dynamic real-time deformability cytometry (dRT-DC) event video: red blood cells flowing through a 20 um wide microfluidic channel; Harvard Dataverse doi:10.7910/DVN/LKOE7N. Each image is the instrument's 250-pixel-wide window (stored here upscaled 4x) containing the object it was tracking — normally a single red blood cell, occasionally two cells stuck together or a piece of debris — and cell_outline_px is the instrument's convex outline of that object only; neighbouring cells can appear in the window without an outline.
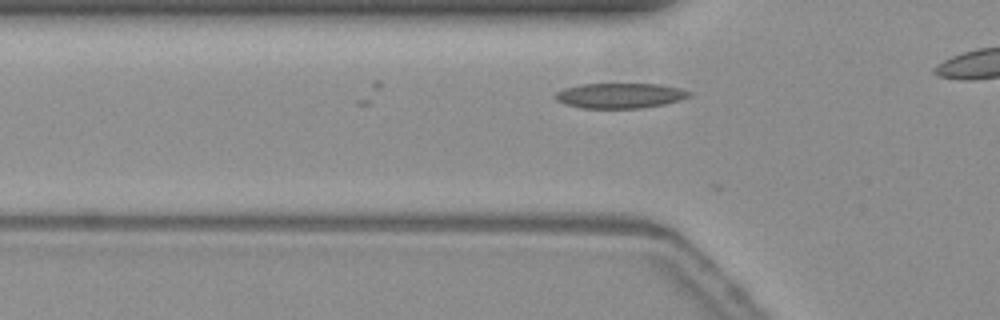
{"species": "common noctule bat (a hibernating species)", "species_latin": "Nyctalus noctula", "temperature_condition": "warm", "stored_images_in_passage": 9, "camera_frame_rate_fps": 3000, "um_per_image_px": 0.085, "animal": {"sex": "female", "body_mass_g": 19.3, "forearm_length_mm": 54.1}, "frame": {"image": 1, "passage_image": 9, "time_ms": 2.667, "image_size_px": [1000, 320], "cell_outline_px": [[692, 96], [680, 100], [664, 104], [640, 108], [580, 108], [564, 104], [556, 100], [552, 96], [556, 92], [564, 88], [580, 84], [660, 84], [680, 88], [692, 92]], "centroid_in_image_um": [52.68, 8.12], "position_along_channel_um": 73.1, "area_um2": 19.83}}